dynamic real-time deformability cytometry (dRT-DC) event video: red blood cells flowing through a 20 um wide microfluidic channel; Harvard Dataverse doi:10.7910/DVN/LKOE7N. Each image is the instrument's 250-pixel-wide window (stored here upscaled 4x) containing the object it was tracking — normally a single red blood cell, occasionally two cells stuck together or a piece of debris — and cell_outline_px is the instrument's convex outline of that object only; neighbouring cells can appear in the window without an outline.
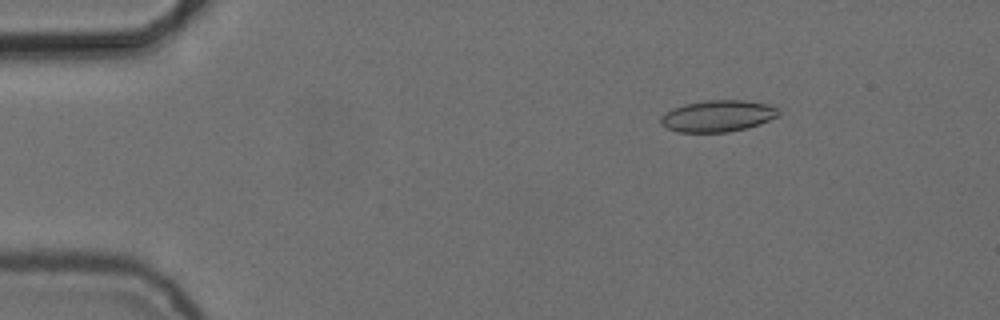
{"species": "common noctule bat (a hibernating species)", "species_latin": "Nyctalus noctula", "temperature_condition": "cold", "stored_images_in_passage": 31, "camera_frame_rate_fps": 3000, "um_per_image_px": 0.085, "animal": {"sex": "female", "body_mass_g": 24.6, "forearm_length_mm": 56.2}, "frame": {"image": 1, "passage_image": 8, "time_ms": 2.333, "image_size_px": [1000, 320], "cell_outline_px": [[780, 112], [776, 116], [760, 124], [748, 128], [728, 132], [676, 132], [660, 124], [660, 116], [684, 104], [708, 100], [744, 100], [768, 104], [776, 108]], "centroid_in_image_um": [61.01, 9.87], "position_along_channel_um": 24.0, "area_um2": 21.5}}
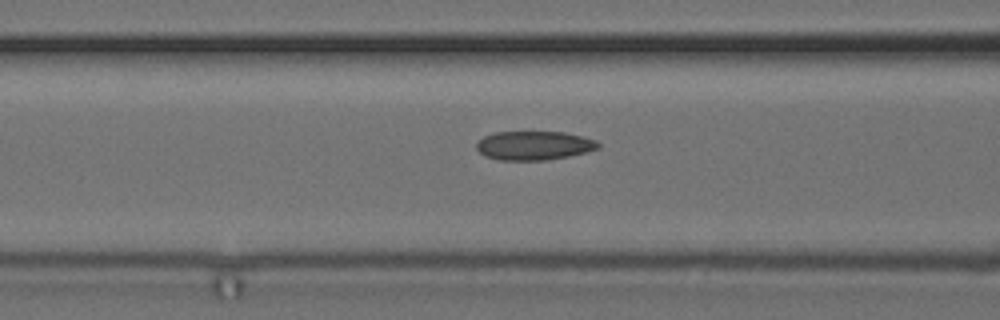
{"frame": {"image": 2, "passage_image": 22, "time_ms": 7.0, "image_size_px": [1000, 320], "cell_outline_px": [[600, 148], [568, 156], [548, 160], [500, 160], [484, 156], [476, 148], [476, 144], [484, 136], [496, 132], [564, 132], [584, 136], [596, 140], [600, 144]], "centroid_in_image_um": [45.4, 12.37], "position_along_channel_um": 121.2, "area_um2": 20.52}}
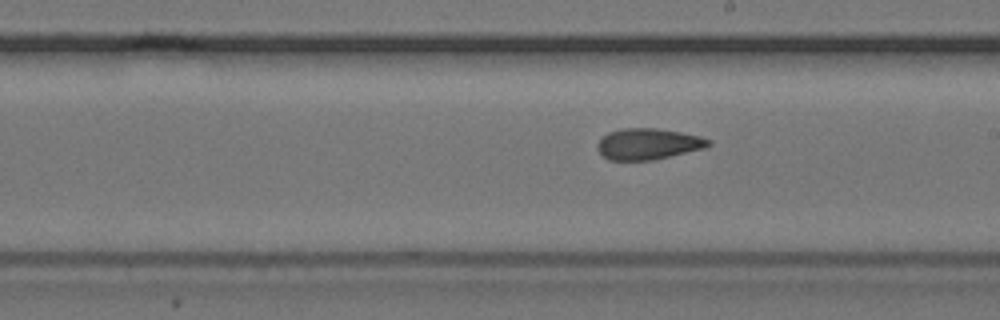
{"frame": {"image": 3, "passage_image": 31, "time_ms": 10.0, "image_size_px": [1000, 320], "cell_outline_px": [[712, 144], [704, 148], [652, 160], [608, 160], [596, 148], [596, 144], [608, 132], [620, 128], [656, 128], [680, 132], [700, 136], [712, 140]], "centroid_in_image_um": [55.08, 12.23], "position_along_channel_um": 233.9, "area_um2": 20.11}}